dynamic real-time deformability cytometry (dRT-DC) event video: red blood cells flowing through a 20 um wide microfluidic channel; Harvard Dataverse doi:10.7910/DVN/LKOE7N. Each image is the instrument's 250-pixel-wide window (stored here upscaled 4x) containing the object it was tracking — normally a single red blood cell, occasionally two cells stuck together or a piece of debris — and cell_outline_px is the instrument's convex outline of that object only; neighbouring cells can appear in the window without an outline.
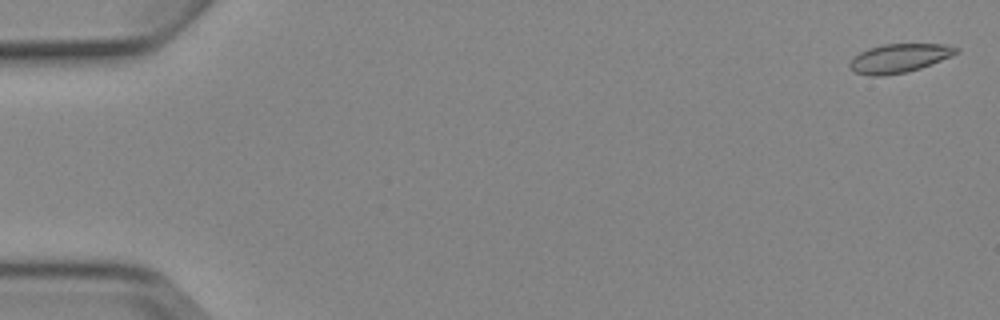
{"species": "Egyptian fruit bat (a non-hibernating species)", "species_latin": "Rousettus aegyptiacus", "temperature_condition": "cold", "stored_images_in_passage": 6, "camera_frame_rate_fps": 3000, "um_per_image_px": 0.085, "animal": {"sex": "female"}, "frame": {"image": 1, "passage_image": 1, "time_ms": 0.0, "image_size_px": [1000, 320], "cell_outline_px": [[960, 52], [952, 56], [932, 64], [908, 72], [884, 76], [868, 76], [856, 72], [848, 68], [848, 64], [852, 56], [868, 48], [884, 44], [944, 44], [960, 48]], "centroid_in_image_um": [76.41, 4.95], "position_along_channel_um": 8.6, "area_um2": 18.21}}
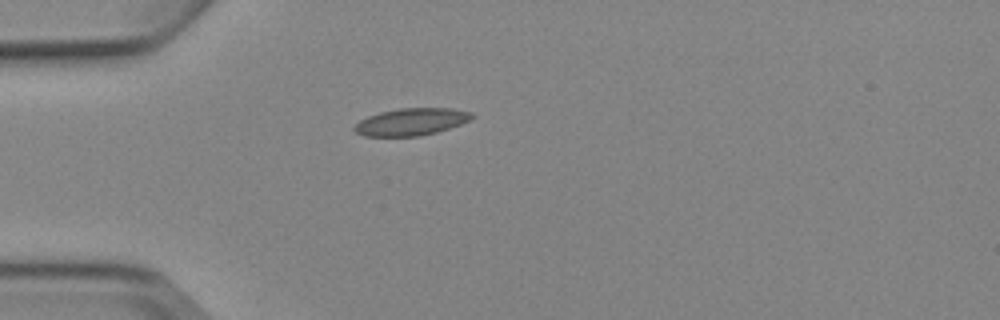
{"frame": {"image": 2, "passage_image": 5, "time_ms": 4.667, "image_size_px": [1000, 320], "cell_outline_px": [[476, 116], [460, 124], [436, 132], [420, 136], [364, 136], [356, 132], [352, 128], [360, 120], [368, 116], [380, 112], [400, 108], [452, 108], [472, 112]], "centroid_in_image_um": [34.96, 10.35], "position_along_channel_um": 50.0, "area_um2": 18.55}}